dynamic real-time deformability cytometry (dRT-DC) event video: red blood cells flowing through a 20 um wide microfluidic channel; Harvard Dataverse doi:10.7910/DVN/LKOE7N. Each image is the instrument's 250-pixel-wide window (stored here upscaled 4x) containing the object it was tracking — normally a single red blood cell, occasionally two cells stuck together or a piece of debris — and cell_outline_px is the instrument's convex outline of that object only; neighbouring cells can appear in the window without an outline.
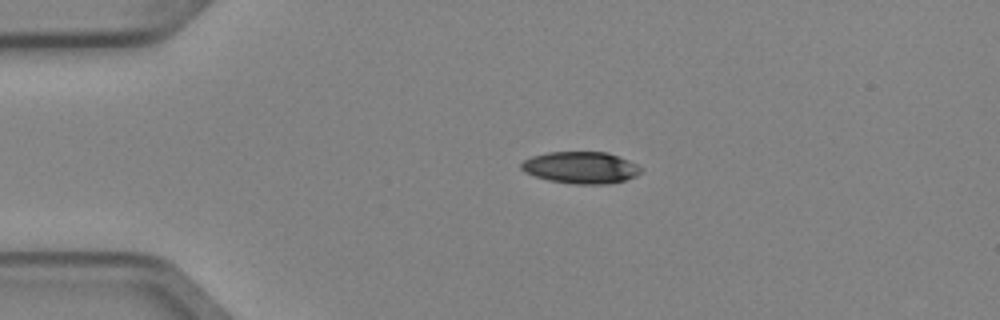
{"species": "Egyptian fruit bat (a non-hibernating species)", "species_latin": "Rousettus aegyptiacus", "temperature_condition": "cold", "stored_images_in_passage": 3, "camera_frame_rate_fps": 3000, "um_per_image_px": 0.085, "animal": {"sex": "female"}, "frame": {"image": 1, "passage_image": 2, "time_ms": 0.333, "image_size_px": [1000, 320], "cell_outline_px": [[644, 168], [636, 176], [624, 180], [608, 184], [572, 184], [548, 180], [524, 172], [520, 168], [520, 164], [524, 160], [532, 156], [548, 152], [608, 152], [628, 160]], "centroid_in_image_um": [49.37, 14.24], "position_along_channel_um": 35.6, "area_um2": 22.25}}